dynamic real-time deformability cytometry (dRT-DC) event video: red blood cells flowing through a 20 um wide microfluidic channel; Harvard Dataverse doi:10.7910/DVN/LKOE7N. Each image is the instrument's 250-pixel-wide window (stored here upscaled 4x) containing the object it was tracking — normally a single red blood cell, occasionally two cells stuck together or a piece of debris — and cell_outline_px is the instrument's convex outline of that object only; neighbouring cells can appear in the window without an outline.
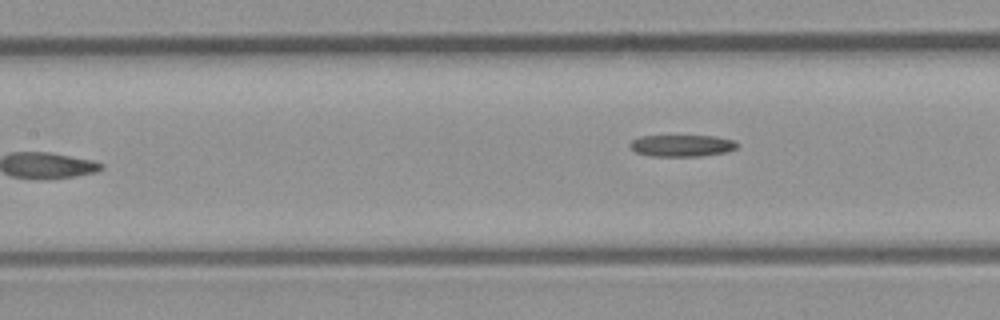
{"species": "common noctule bat (a hibernating species)", "species_latin": "Nyctalus noctula", "temperature_condition": "room temperature", "stored_images_in_passage": 7, "camera_frame_rate_fps": 3000, "um_per_image_px": 0.085, "animal": {"sex": "male", "body_mass_g": 23.1, "forearm_length_mm": 52.7}, "frame": {"image": 1, "passage_image": 7, "time_ms": 6.667, "image_size_px": [1000, 320], "cell_outline_px": [[736, 148], [728, 152], [700, 156], [648, 156], [636, 152], [628, 144], [632, 140], [640, 136], [716, 136], [736, 140]], "centroid_in_image_um": [57.97, 12.38], "position_along_channel_um": 149.4, "area_um2": 13.64}}